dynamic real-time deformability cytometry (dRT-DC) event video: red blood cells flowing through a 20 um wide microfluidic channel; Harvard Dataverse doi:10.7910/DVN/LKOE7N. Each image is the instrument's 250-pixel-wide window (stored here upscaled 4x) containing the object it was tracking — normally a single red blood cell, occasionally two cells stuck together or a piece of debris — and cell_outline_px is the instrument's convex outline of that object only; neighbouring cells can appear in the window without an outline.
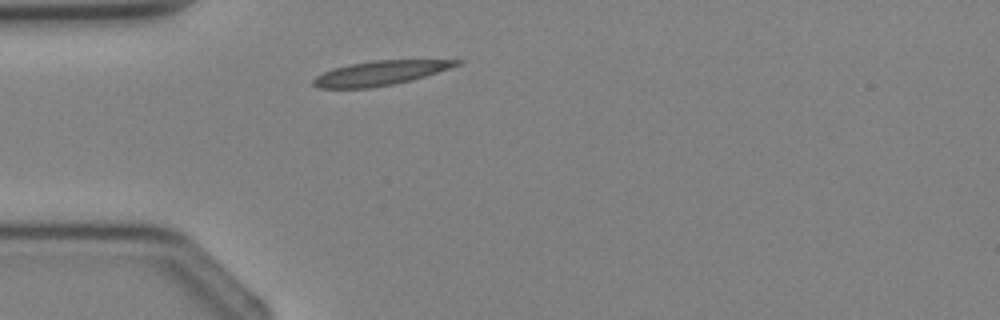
{"species": "Egyptian fruit bat (a non-hibernating species)", "species_latin": "Rousettus aegyptiacus", "temperature_condition": "cold", "stored_images_in_passage": 1, "camera_frame_rate_fps": 3000, "um_per_image_px": 0.085, "animal": {"sex": "female"}, "frame": {"image": 1, "passage_image": 1, "time_ms": 0.0, "image_size_px": [1000, 320], "cell_outline_px": [[464, 60], [460, 64], [412, 80], [372, 88], [316, 88], [312, 84], [312, 80], [316, 76], [332, 68], [348, 64], [376, 60]], "centroid_in_image_um": [32.23, 6.21], "position_along_channel_um": 52.8, "area_um2": 20.23}}